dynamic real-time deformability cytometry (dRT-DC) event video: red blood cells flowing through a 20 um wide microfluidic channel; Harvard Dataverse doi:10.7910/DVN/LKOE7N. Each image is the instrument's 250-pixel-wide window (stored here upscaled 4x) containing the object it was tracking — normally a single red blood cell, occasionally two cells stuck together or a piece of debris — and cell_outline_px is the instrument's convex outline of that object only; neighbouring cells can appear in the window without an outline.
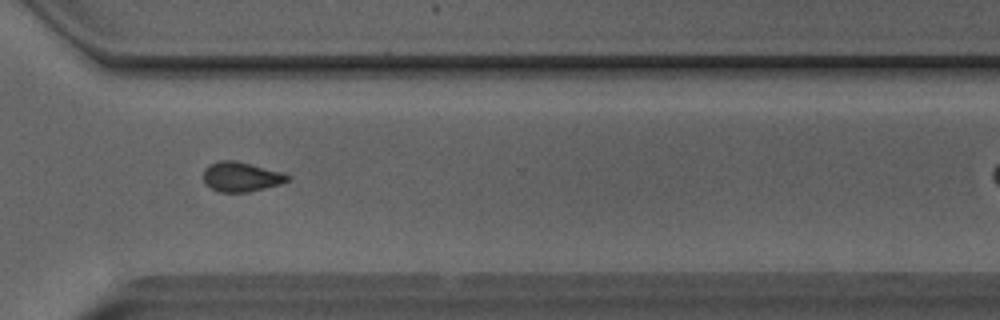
{"species": "Egyptian fruit bat (a non-hibernating species)", "species_latin": "Rousettus aegyptiacus", "temperature_condition": "room temperature", "stored_images_in_passage": 27, "camera_frame_rate_fps": 3000, "um_per_image_px": 0.085, "animal": {"sex": "male"}, "frame": {"image": 1, "passage_image": 23, "time_ms": 7.333, "image_size_px": [1000, 320], "cell_outline_px": [[292, 176], [288, 180], [280, 184], [248, 192], [220, 192], [204, 184], [204, 168], [220, 160], [236, 160], [284, 172]], "centroid_in_image_um": [20.52, 15.02], "position_along_channel_um": 350.1, "area_um2": 14.62}}